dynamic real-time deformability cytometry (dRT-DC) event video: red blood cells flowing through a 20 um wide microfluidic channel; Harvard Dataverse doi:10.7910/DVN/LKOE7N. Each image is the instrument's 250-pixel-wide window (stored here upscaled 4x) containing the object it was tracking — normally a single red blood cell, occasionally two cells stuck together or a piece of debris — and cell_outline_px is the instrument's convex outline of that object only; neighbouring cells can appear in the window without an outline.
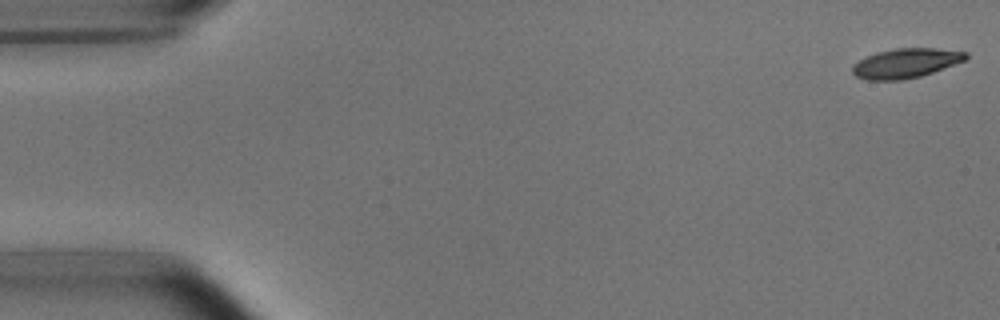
{"species": "common noctule bat (a hibernating species)", "species_latin": "Nyctalus noctula", "temperature_condition": "room temperature", "stored_images_in_passage": 14, "camera_frame_rate_fps": 3000, "um_per_image_px": 0.085, "animal": {"sex": "male", "body_mass_g": 15.6}, "frame": {"image": 1, "passage_image": 1, "time_ms": 0.0, "image_size_px": [1000, 320], "cell_outline_px": [[968, 56], [964, 60], [932, 72], [920, 76], [900, 80], [868, 80], [856, 76], [852, 72], [852, 64], [876, 52], [896, 48], [936, 48], [968, 52]], "centroid_in_image_um": [76.97, 5.36], "position_along_channel_um": 8.0, "area_um2": 19.31}}